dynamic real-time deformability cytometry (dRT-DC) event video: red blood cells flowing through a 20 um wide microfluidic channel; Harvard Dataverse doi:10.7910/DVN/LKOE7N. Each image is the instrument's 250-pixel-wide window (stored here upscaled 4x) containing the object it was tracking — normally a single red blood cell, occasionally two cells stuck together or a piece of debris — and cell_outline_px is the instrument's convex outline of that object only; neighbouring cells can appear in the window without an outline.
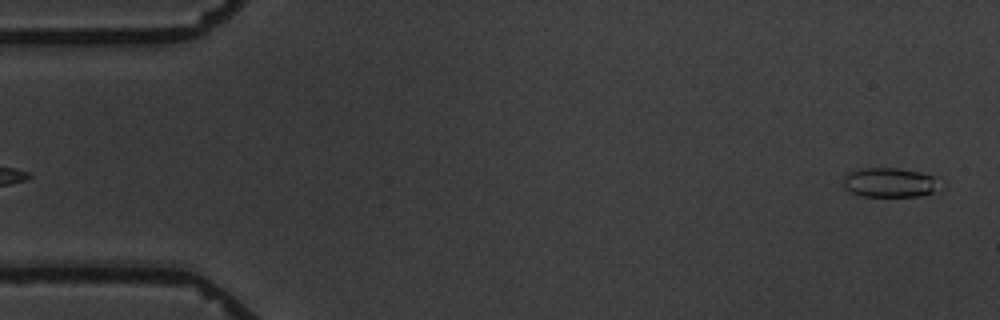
{"species": "common noctule bat (a hibernating species)", "species_latin": "Nyctalus noctula", "temperature_condition": "warm", "stored_images_in_passage": 6, "segment_of_instrument_passage": [2, 2], "camera_frame_rate_fps": 3000, "um_per_image_px": 0.085, "animal": {"sex": "male", "body_mass_g": 19.5, "forearm_length_mm": 54.6}, "frame": {"image": 1, "passage_image": 6, "time_ms": 5.667, "image_size_px": [1000, 320], "cell_outline_px": [[944, 188], [940, 192], [920, 196], [860, 196], [844, 188], [844, 176], [848, 172], [860, 168], [896, 168], [920, 172], [936, 176]], "centroid_in_image_um": [75.73, 15.52], "position_along_channel_um": 9.3, "area_um2": 17.11}}